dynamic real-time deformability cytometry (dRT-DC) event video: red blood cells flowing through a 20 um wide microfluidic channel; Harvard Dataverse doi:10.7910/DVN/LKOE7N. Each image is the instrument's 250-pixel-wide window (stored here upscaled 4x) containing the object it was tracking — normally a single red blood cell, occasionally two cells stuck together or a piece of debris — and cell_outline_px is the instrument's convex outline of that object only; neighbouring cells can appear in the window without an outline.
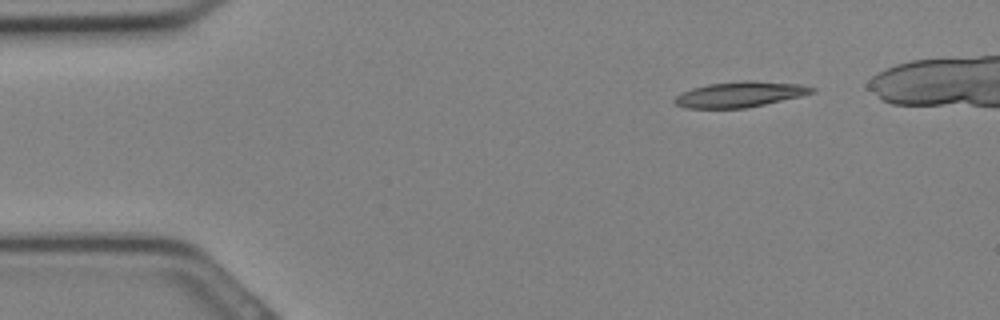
{"species": "Egyptian fruit bat (a non-hibernating species)", "species_latin": "Rousettus aegyptiacus", "temperature_condition": "cold", "stored_images_in_passage": 7, "camera_frame_rate_fps": 3000, "um_per_image_px": 0.085, "animal": {"sex": "female"}, "frame": {"image": 1, "passage_image": 1, "time_ms": 0.0, "image_size_px": [1000, 320], "cell_outline_px": [[816, 92], [800, 96], [764, 104], [744, 108], [684, 108], [676, 104], [672, 100], [676, 96], [692, 88], [708, 84], [744, 80], [752, 80], [800, 84], [816, 88]], "centroid_in_image_um": [62.9, 8.01], "position_along_channel_um": 22.1, "area_um2": 20.35}}